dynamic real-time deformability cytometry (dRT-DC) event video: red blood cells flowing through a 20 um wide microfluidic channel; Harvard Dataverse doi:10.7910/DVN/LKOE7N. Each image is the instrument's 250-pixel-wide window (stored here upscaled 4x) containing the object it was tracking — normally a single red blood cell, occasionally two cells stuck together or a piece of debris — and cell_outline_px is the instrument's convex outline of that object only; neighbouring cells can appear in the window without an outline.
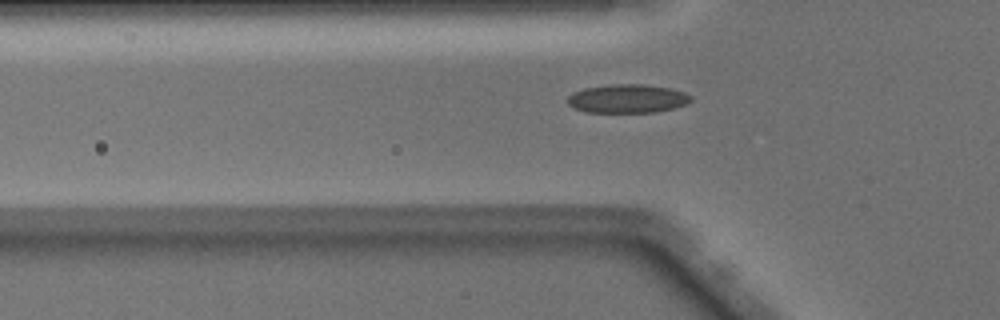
{"species": "Egyptian fruit bat (a non-hibernating species)", "species_latin": "Rousettus aegyptiacus", "temperature_condition": "warm", "stored_images_in_passage": 36, "camera_frame_rate_fps": 3000, "um_per_image_px": 0.085, "animal": {"sex": "male"}, "frame": {"image": 1, "passage_image": 3, "time_ms": 0.667, "image_size_px": [1000, 320], "cell_outline_px": [[692, 100], [684, 104], [672, 108], [656, 112], [584, 112], [572, 108], [568, 104], [568, 96], [572, 92], [584, 88], [612, 84], [640, 84], [668, 88], [684, 92], [692, 96]], "centroid_in_image_um": [53.28, 8.39], "position_along_channel_um": 72.5, "area_um2": 20.52}}
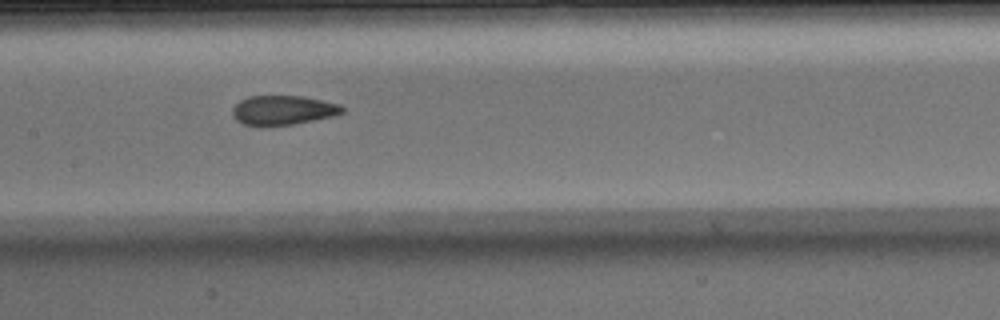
{"frame": {"image": 2, "passage_image": 11, "time_ms": 3.333, "image_size_px": [1000, 320], "cell_outline_px": [[344, 112], [332, 116], [292, 124], [264, 128], [244, 124], [236, 120], [232, 116], [232, 108], [240, 100], [248, 96], [300, 96], [324, 100], [340, 104], [344, 108]], "centroid_in_image_um": [24.01, 9.38], "position_along_channel_um": 183.4, "area_um2": 19.13}}
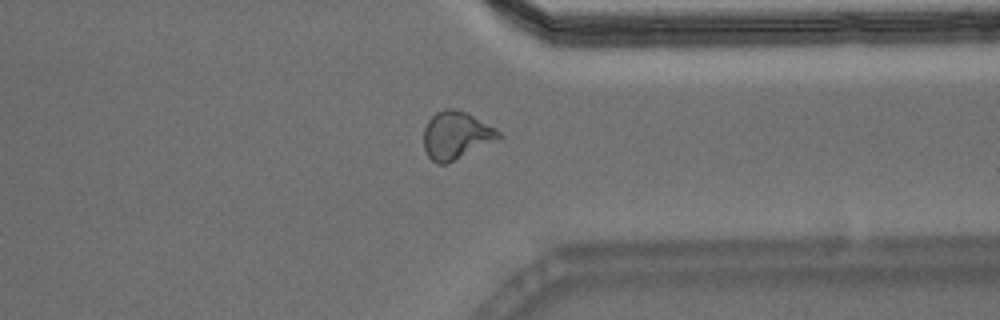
{"frame": {"image": 3, "passage_image": 25, "time_ms": 8.0, "image_size_px": [1000, 320], "cell_outline_px": [[500, 136], [496, 140], [448, 164], [436, 164], [428, 156], [424, 148], [424, 128], [428, 120], [436, 112], [444, 108], [456, 108], [468, 112], [496, 128], [500, 132]], "centroid_in_image_um": [38.75, 11.49], "position_along_channel_um": 372.6, "area_um2": 20.98}, "authors_computed_cell_mechanics": {"area_um2": 19.9121, "velocity_mm_per_s": 4.1024, "shape_relaxation_time_tau1_ms": null, "shape_relaxation_time_tau2_ms": 1.6805, "deformation_change_tau1": null, "deformation_change_tau2": 0.0825}}